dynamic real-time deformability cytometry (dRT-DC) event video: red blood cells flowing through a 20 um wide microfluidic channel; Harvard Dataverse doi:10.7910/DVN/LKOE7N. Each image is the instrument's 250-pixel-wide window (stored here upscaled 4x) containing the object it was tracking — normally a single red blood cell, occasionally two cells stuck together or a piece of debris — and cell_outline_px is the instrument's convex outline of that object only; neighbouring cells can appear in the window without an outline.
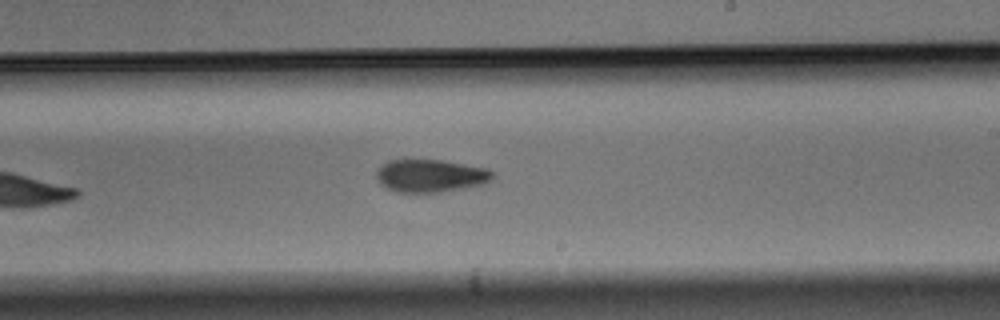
{"species": "Egyptian fruit bat (a non-hibernating species)", "species_latin": "Rousettus aegyptiacus", "temperature_condition": "warm", "stored_images_in_passage": 9, "camera_frame_rate_fps": 3000, "um_per_image_px": 0.085, "animal": {"sex": "male"}, "frame": {"image": 1, "passage_image": 9, "time_ms": 2.667, "image_size_px": [1000, 320], "cell_outline_px": [[496, 176], [492, 180], [484, 184], [464, 188], [440, 192], [396, 192], [380, 184], [376, 176], [376, 172], [380, 164], [388, 160], [440, 160], [488, 168]], "centroid_in_image_um": [36.6, 14.94], "position_along_channel_um": 252.4, "area_um2": 22.31}}